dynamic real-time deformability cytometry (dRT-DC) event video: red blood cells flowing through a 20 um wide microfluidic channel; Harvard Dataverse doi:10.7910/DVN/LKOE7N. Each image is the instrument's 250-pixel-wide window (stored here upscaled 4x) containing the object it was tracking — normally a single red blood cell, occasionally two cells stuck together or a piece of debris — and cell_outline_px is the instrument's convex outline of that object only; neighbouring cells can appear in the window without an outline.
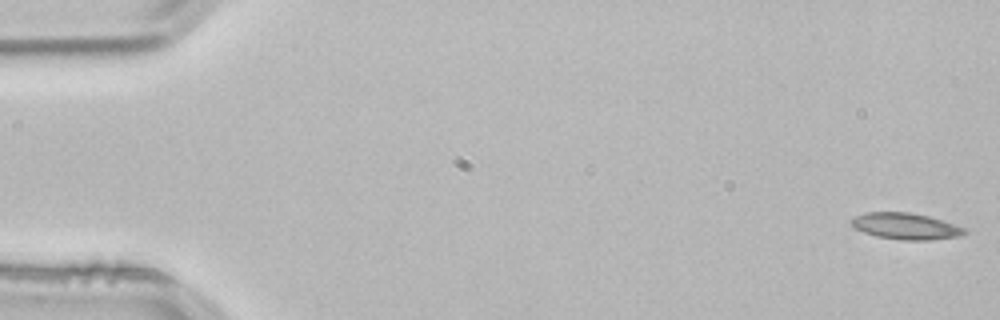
{"species": "common noctule bat (a hibernating species)", "species_latin": "Nyctalus noctula", "temperature_condition": "room temperature", "stored_images_in_passage": 12, "camera_frame_rate_fps": 3000, "um_per_image_px": 0.085, "animal": {"sex": "male", "body_mass_g": 21.5, "forearm_length_mm": 52.0}, "frame": {"image": 1, "passage_image": 1, "time_ms": 0.0, "image_size_px": [1000, 320], "cell_outline_px": [[968, 232], [964, 236], [928, 240], [904, 240], [876, 236], [864, 232], [856, 228], [852, 224], [852, 220], [856, 216], [864, 212], [908, 212], [928, 216], [964, 228]], "centroid_in_image_um": [77.01, 19.23], "position_along_channel_um": 8.0, "area_um2": 17.17}}